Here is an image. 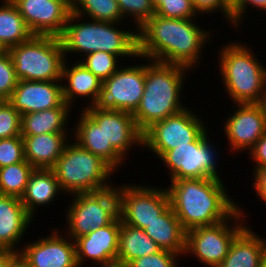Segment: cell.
<instances>
[{
    "label": "cell",
    "mask_w": 266,
    "mask_h": 267,
    "mask_svg": "<svg viewBox=\"0 0 266 267\" xmlns=\"http://www.w3.org/2000/svg\"><path fill=\"white\" fill-rule=\"evenodd\" d=\"M261 267H266V261H265V263Z\"/></svg>",
    "instance_id": "obj_50"
},
{
    "label": "cell",
    "mask_w": 266,
    "mask_h": 267,
    "mask_svg": "<svg viewBox=\"0 0 266 267\" xmlns=\"http://www.w3.org/2000/svg\"><path fill=\"white\" fill-rule=\"evenodd\" d=\"M103 128L107 144H111L124 158L134 145L143 147V133L131 113L120 110H101L90 106L83 109Z\"/></svg>",
    "instance_id": "obj_16"
},
{
    "label": "cell",
    "mask_w": 266,
    "mask_h": 267,
    "mask_svg": "<svg viewBox=\"0 0 266 267\" xmlns=\"http://www.w3.org/2000/svg\"><path fill=\"white\" fill-rule=\"evenodd\" d=\"M233 110L222 128L227 136L230 152L243 153L246 149L250 150L266 133V112L262 103L235 104Z\"/></svg>",
    "instance_id": "obj_15"
},
{
    "label": "cell",
    "mask_w": 266,
    "mask_h": 267,
    "mask_svg": "<svg viewBox=\"0 0 266 267\" xmlns=\"http://www.w3.org/2000/svg\"><path fill=\"white\" fill-rule=\"evenodd\" d=\"M60 193L63 192L52 169H34L20 200L26 211L34 217L38 206L52 204Z\"/></svg>",
    "instance_id": "obj_25"
},
{
    "label": "cell",
    "mask_w": 266,
    "mask_h": 267,
    "mask_svg": "<svg viewBox=\"0 0 266 267\" xmlns=\"http://www.w3.org/2000/svg\"><path fill=\"white\" fill-rule=\"evenodd\" d=\"M33 35L60 37L72 12L71 0H8Z\"/></svg>",
    "instance_id": "obj_14"
},
{
    "label": "cell",
    "mask_w": 266,
    "mask_h": 267,
    "mask_svg": "<svg viewBox=\"0 0 266 267\" xmlns=\"http://www.w3.org/2000/svg\"><path fill=\"white\" fill-rule=\"evenodd\" d=\"M249 151L247 153H249L248 155L251 154L250 159L254 160L255 163L253 170L266 168V133L257 140Z\"/></svg>",
    "instance_id": "obj_41"
},
{
    "label": "cell",
    "mask_w": 266,
    "mask_h": 267,
    "mask_svg": "<svg viewBox=\"0 0 266 267\" xmlns=\"http://www.w3.org/2000/svg\"><path fill=\"white\" fill-rule=\"evenodd\" d=\"M14 251H0V267H8L9 262L17 255Z\"/></svg>",
    "instance_id": "obj_43"
},
{
    "label": "cell",
    "mask_w": 266,
    "mask_h": 267,
    "mask_svg": "<svg viewBox=\"0 0 266 267\" xmlns=\"http://www.w3.org/2000/svg\"><path fill=\"white\" fill-rule=\"evenodd\" d=\"M196 21V18L176 19L153 15L138 29L139 59L180 65L194 71L198 67L196 65L200 64L206 43H211L212 35Z\"/></svg>",
    "instance_id": "obj_1"
},
{
    "label": "cell",
    "mask_w": 266,
    "mask_h": 267,
    "mask_svg": "<svg viewBox=\"0 0 266 267\" xmlns=\"http://www.w3.org/2000/svg\"><path fill=\"white\" fill-rule=\"evenodd\" d=\"M118 59L121 61L117 55L96 51L85 55L81 59L77 57L76 61L82 63L103 82L120 68L119 65L121 66V64L118 63L120 62Z\"/></svg>",
    "instance_id": "obj_32"
},
{
    "label": "cell",
    "mask_w": 266,
    "mask_h": 267,
    "mask_svg": "<svg viewBox=\"0 0 266 267\" xmlns=\"http://www.w3.org/2000/svg\"><path fill=\"white\" fill-rule=\"evenodd\" d=\"M18 81L12 58L6 51L0 56V100H8L11 97Z\"/></svg>",
    "instance_id": "obj_37"
},
{
    "label": "cell",
    "mask_w": 266,
    "mask_h": 267,
    "mask_svg": "<svg viewBox=\"0 0 266 267\" xmlns=\"http://www.w3.org/2000/svg\"><path fill=\"white\" fill-rule=\"evenodd\" d=\"M8 267H30L29 263L18 253L10 262Z\"/></svg>",
    "instance_id": "obj_44"
},
{
    "label": "cell",
    "mask_w": 266,
    "mask_h": 267,
    "mask_svg": "<svg viewBox=\"0 0 266 267\" xmlns=\"http://www.w3.org/2000/svg\"><path fill=\"white\" fill-rule=\"evenodd\" d=\"M71 109L73 108L63 102L59 107L21 115V135L71 133L72 131H68Z\"/></svg>",
    "instance_id": "obj_27"
},
{
    "label": "cell",
    "mask_w": 266,
    "mask_h": 267,
    "mask_svg": "<svg viewBox=\"0 0 266 267\" xmlns=\"http://www.w3.org/2000/svg\"><path fill=\"white\" fill-rule=\"evenodd\" d=\"M69 133L21 135L24 141V159L35 169H52L73 137Z\"/></svg>",
    "instance_id": "obj_23"
},
{
    "label": "cell",
    "mask_w": 266,
    "mask_h": 267,
    "mask_svg": "<svg viewBox=\"0 0 266 267\" xmlns=\"http://www.w3.org/2000/svg\"><path fill=\"white\" fill-rule=\"evenodd\" d=\"M220 49L217 67L228 98L233 104L262 103L266 95V67L258 61L252 46L233 40Z\"/></svg>",
    "instance_id": "obj_5"
},
{
    "label": "cell",
    "mask_w": 266,
    "mask_h": 267,
    "mask_svg": "<svg viewBox=\"0 0 266 267\" xmlns=\"http://www.w3.org/2000/svg\"><path fill=\"white\" fill-rule=\"evenodd\" d=\"M193 6L197 14L209 15L212 13H222L224 19L231 24V11L224 5L223 0H193ZM203 13V14H202ZM209 13V14H208Z\"/></svg>",
    "instance_id": "obj_39"
},
{
    "label": "cell",
    "mask_w": 266,
    "mask_h": 267,
    "mask_svg": "<svg viewBox=\"0 0 266 267\" xmlns=\"http://www.w3.org/2000/svg\"><path fill=\"white\" fill-rule=\"evenodd\" d=\"M155 14L163 18L192 19L199 16L191 0H163L156 8Z\"/></svg>",
    "instance_id": "obj_35"
},
{
    "label": "cell",
    "mask_w": 266,
    "mask_h": 267,
    "mask_svg": "<svg viewBox=\"0 0 266 267\" xmlns=\"http://www.w3.org/2000/svg\"><path fill=\"white\" fill-rule=\"evenodd\" d=\"M146 60L144 92L132 114L142 133L154 123L187 108L180 97L186 74L192 71L180 65Z\"/></svg>",
    "instance_id": "obj_3"
},
{
    "label": "cell",
    "mask_w": 266,
    "mask_h": 267,
    "mask_svg": "<svg viewBox=\"0 0 266 267\" xmlns=\"http://www.w3.org/2000/svg\"><path fill=\"white\" fill-rule=\"evenodd\" d=\"M153 6L156 8L163 0H151Z\"/></svg>",
    "instance_id": "obj_48"
},
{
    "label": "cell",
    "mask_w": 266,
    "mask_h": 267,
    "mask_svg": "<svg viewBox=\"0 0 266 267\" xmlns=\"http://www.w3.org/2000/svg\"><path fill=\"white\" fill-rule=\"evenodd\" d=\"M241 206L226 220L186 232L185 255L191 254L208 267H218L228 254L234 238L246 227ZM231 225V226H230Z\"/></svg>",
    "instance_id": "obj_9"
},
{
    "label": "cell",
    "mask_w": 266,
    "mask_h": 267,
    "mask_svg": "<svg viewBox=\"0 0 266 267\" xmlns=\"http://www.w3.org/2000/svg\"><path fill=\"white\" fill-rule=\"evenodd\" d=\"M72 13L111 23H124L117 0H71Z\"/></svg>",
    "instance_id": "obj_30"
},
{
    "label": "cell",
    "mask_w": 266,
    "mask_h": 267,
    "mask_svg": "<svg viewBox=\"0 0 266 267\" xmlns=\"http://www.w3.org/2000/svg\"><path fill=\"white\" fill-rule=\"evenodd\" d=\"M66 216L67 236L73 241L89 232L110 224L118 215L117 186L108 189L78 193L70 196Z\"/></svg>",
    "instance_id": "obj_8"
},
{
    "label": "cell",
    "mask_w": 266,
    "mask_h": 267,
    "mask_svg": "<svg viewBox=\"0 0 266 267\" xmlns=\"http://www.w3.org/2000/svg\"><path fill=\"white\" fill-rule=\"evenodd\" d=\"M124 20L133 19L136 30L140 29L153 15L155 7L151 0H117Z\"/></svg>",
    "instance_id": "obj_33"
},
{
    "label": "cell",
    "mask_w": 266,
    "mask_h": 267,
    "mask_svg": "<svg viewBox=\"0 0 266 267\" xmlns=\"http://www.w3.org/2000/svg\"><path fill=\"white\" fill-rule=\"evenodd\" d=\"M33 219L19 198L0 194V251L19 253L18 243Z\"/></svg>",
    "instance_id": "obj_20"
},
{
    "label": "cell",
    "mask_w": 266,
    "mask_h": 267,
    "mask_svg": "<svg viewBox=\"0 0 266 267\" xmlns=\"http://www.w3.org/2000/svg\"><path fill=\"white\" fill-rule=\"evenodd\" d=\"M0 5V43L9 48L29 40L33 34L27 27L18 7L3 0Z\"/></svg>",
    "instance_id": "obj_29"
},
{
    "label": "cell",
    "mask_w": 266,
    "mask_h": 267,
    "mask_svg": "<svg viewBox=\"0 0 266 267\" xmlns=\"http://www.w3.org/2000/svg\"><path fill=\"white\" fill-rule=\"evenodd\" d=\"M62 192L67 195L108 189L115 171L101 158L71 140L52 168ZM109 181V182H108Z\"/></svg>",
    "instance_id": "obj_6"
},
{
    "label": "cell",
    "mask_w": 266,
    "mask_h": 267,
    "mask_svg": "<svg viewBox=\"0 0 266 267\" xmlns=\"http://www.w3.org/2000/svg\"><path fill=\"white\" fill-rule=\"evenodd\" d=\"M34 169L26 160L0 168V194L21 199Z\"/></svg>",
    "instance_id": "obj_31"
},
{
    "label": "cell",
    "mask_w": 266,
    "mask_h": 267,
    "mask_svg": "<svg viewBox=\"0 0 266 267\" xmlns=\"http://www.w3.org/2000/svg\"><path fill=\"white\" fill-rule=\"evenodd\" d=\"M144 231L161 249L185 256L186 231L171 206L156 220L147 224Z\"/></svg>",
    "instance_id": "obj_26"
},
{
    "label": "cell",
    "mask_w": 266,
    "mask_h": 267,
    "mask_svg": "<svg viewBox=\"0 0 266 267\" xmlns=\"http://www.w3.org/2000/svg\"><path fill=\"white\" fill-rule=\"evenodd\" d=\"M205 130L194 142L166 151L159 159L168 168L169 180L220 178L216 163L220 158ZM218 171V172H217Z\"/></svg>",
    "instance_id": "obj_10"
},
{
    "label": "cell",
    "mask_w": 266,
    "mask_h": 267,
    "mask_svg": "<svg viewBox=\"0 0 266 267\" xmlns=\"http://www.w3.org/2000/svg\"><path fill=\"white\" fill-rule=\"evenodd\" d=\"M99 265V267H129V264L122 261L121 259H112L110 261H106L103 263L96 264V266Z\"/></svg>",
    "instance_id": "obj_45"
},
{
    "label": "cell",
    "mask_w": 266,
    "mask_h": 267,
    "mask_svg": "<svg viewBox=\"0 0 266 267\" xmlns=\"http://www.w3.org/2000/svg\"><path fill=\"white\" fill-rule=\"evenodd\" d=\"M161 247L144 231L121 221L117 259L130 263L137 258L161 251Z\"/></svg>",
    "instance_id": "obj_28"
},
{
    "label": "cell",
    "mask_w": 266,
    "mask_h": 267,
    "mask_svg": "<svg viewBox=\"0 0 266 267\" xmlns=\"http://www.w3.org/2000/svg\"><path fill=\"white\" fill-rule=\"evenodd\" d=\"M121 219L119 215L108 225L74 240L78 267L85 260L99 264L117 258Z\"/></svg>",
    "instance_id": "obj_19"
},
{
    "label": "cell",
    "mask_w": 266,
    "mask_h": 267,
    "mask_svg": "<svg viewBox=\"0 0 266 267\" xmlns=\"http://www.w3.org/2000/svg\"><path fill=\"white\" fill-rule=\"evenodd\" d=\"M59 232L52 229V234L24 244L19 253L30 267H78L74 241Z\"/></svg>",
    "instance_id": "obj_17"
},
{
    "label": "cell",
    "mask_w": 266,
    "mask_h": 267,
    "mask_svg": "<svg viewBox=\"0 0 266 267\" xmlns=\"http://www.w3.org/2000/svg\"><path fill=\"white\" fill-rule=\"evenodd\" d=\"M263 106H264V109H265V112H266V95H265V98L263 99V102H262Z\"/></svg>",
    "instance_id": "obj_49"
},
{
    "label": "cell",
    "mask_w": 266,
    "mask_h": 267,
    "mask_svg": "<svg viewBox=\"0 0 266 267\" xmlns=\"http://www.w3.org/2000/svg\"><path fill=\"white\" fill-rule=\"evenodd\" d=\"M127 66V67H126ZM102 82L93 105L101 110H120L133 114L144 92L145 63L126 65Z\"/></svg>",
    "instance_id": "obj_13"
},
{
    "label": "cell",
    "mask_w": 266,
    "mask_h": 267,
    "mask_svg": "<svg viewBox=\"0 0 266 267\" xmlns=\"http://www.w3.org/2000/svg\"><path fill=\"white\" fill-rule=\"evenodd\" d=\"M265 261L266 238L246 226L234 238L228 254L218 267H261Z\"/></svg>",
    "instance_id": "obj_24"
},
{
    "label": "cell",
    "mask_w": 266,
    "mask_h": 267,
    "mask_svg": "<svg viewBox=\"0 0 266 267\" xmlns=\"http://www.w3.org/2000/svg\"><path fill=\"white\" fill-rule=\"evenodd\" d=\"M169 185L170 206L186 232L218 224L239 208L220 178L180 179Z\"/></svg>",
    "instance_id": "obj_2"
},
{
    "label": "cell",
    "mask_w": 266,
    "mask_h": 267,
    "mask_svg": "<svg viewBox=\"0 0 266 267\" xmlns=\"http://www.w3.org/2000/svg\"><path fill=\"white\" fill-rule=\"evenodd\" d=\"M8 101L21 115L59 107L64 102L61 81L19 80Z\"/></svg>",
    "instance_id": "obj_18"
},
{
    "label": "cell",
    "mask_w": 266,
    "mask_h": 267,
    "mask_svg": "<svg viewBox=\"0 0 266 267\" xmlns=\"http://www.w3.org/2000/svg\"><path fill=\"white\" fill-rule=\"evenodd\" d=\"M121 24L123 23L102 22L92 19L89 21V19L86 18L85 20V17L71 12L64 31L59 37L65 58L69 53L76 55L79 53V57L81 54L82 58V56L96 51L108 52L120 58L123 57V59L125 57L127 59L139 58L138 30H123Z\"/></svg>",
    "instance_id": "obj_4"
},
{
    "label": "cell",
    "mask_w": 266,
    "mask_h": 267,
    "mask_svg": "<svg viewBox=\"0 0 266 267\" xmlns=\"http://www.w3.org/2000/svg\"><path fill=\"white\" fill-rule=\"evenodd\" d=\"M194 113V110L185 108L154 123L143 133V147L160 158L166 151L194 142L208 128Z\"/></svg>",
    "instance_id": "obj_12"
},
{
    "label": "cell",
    "mask_w": 266,
    "mask_h": 267,
    "mask_svg": "<svg viewBox=\"0 0 266 267\" xmlns=\"http://www.w3.org/2000/svg\"><path fill=\"white\" fill-rule=\"evenodd\" d=\"M21 136V114L8 100H0V139Z\"/></svg>",
    "instance_id": "obj_34"
},
{
    "label": "cell",
    "mask_w": 266,
    "mask_h": 267,
    "mask_svg": "<svg viewBox=\"0 0 266 267\" xmlns=\"http://www.w3.org/2000/svg\"><path fill=\"white\" fill-rule=\"evenodd\" d=\"M179 257L181 256L175 252L162 249L157 253L132 260L129 267H179Z\"/></svg>",
    "instance_id": "obj_38"
},
{
    "label": "cell",
    "mask_w": 266,
    "mask_h": 267,
    "mask_svg": "<svg viewBox=\"0 0 266 267\" xmlns=\"http://www.w3.org/2000/svg\"><path fill=\"white\" fill-rule=\"evenodd\" d=\"M24 160V141L21 136L0 139V168Z\"/></svg>",
    "instance_id": "obj_36"
},
{
    "label": "cell",
    "mask_w": 266,
    "mask_h": 267,
    "mask_svg": "<svg viewBox=\"0 0 266 267\" xmlns=\"http://www.w3.org/2000/svg\"><path fill=\"white\" fill-rule=\"evenodd\" d=\"M241 0H223L224 5L232 11L239 3Z\"/></svg>",
    "instance_id": "obj_46"
},
{
    "label": "cell",
    "mask_w": 266,
    "mask_h": 267,
    "mask_svg": "<svg viewBox=\"0 0 266 267\" xmlns=\"http://www.w3.org/2000/svg\"><path fill=\"white\" fill-rule=\"evenodd\" d=\"M124 183L117 186L118 213L121 221L130 226L144 229L170 207L167 189L154 188L142 183Z\"/></svg>",
    "instance_id": "obj_11"
},
{
    "label": "cell",
    "mask_w": 266,
    "mask_h": 267,
    "mask_svg": "<svg viewBox=\"0 0 266 267\" xmlns=\"http://www.w3.org/2000/svg\"><path fill=\"white\" fill-rule=\"evenodd\" d=\"M251 6L255 9H259L266 12V0H241L240 3L231 11V26H235L236 29L242 22L244 15L247 13L248 7Z\"/></svg>",
    "instance_id": "obj_40"
},
{
    "label": "cell",
    "mask_w": 266,
    "mask_h": 267,
    "mask_svg": "<svg viewBox=\"0 0 266 267\" xmlns=\"http://www.w3.org/2000/svg\"><path fill=\"white\" fill-rule=\"evenodd\" d=\"M68 62L69 61L65 60L62 70L61 83L63 101L73 108L76 99L87 97L85 99V101L88 102L86 103L87 106L84 105L82 110L93 106L98 98L102 81L79 61H75L72 64ZM88 99H91L90 102Z\"/></svg>",
    "instance_id": "obj_22"
},
{
    "label": "cell",
    "mask_w": 266,
    "mask_h": 267,
    "mask_svg": "<svg viewBox=\"0 0 266 267\" xmlns=\"http://www.w3.org/2000/svg\"><path fill=\"white\" fill-rule=\"evenodd\" d=\"M71 128L74 140L80 147L90 151L105 161L115 172L126 160L111 144H107L103 128L100 127L84 110Z\"/></svg>",
    "instance_id": "obj_21"
},
{
    "label": "cell",
    "mask_w": 266,
    "mask_h": 267,
    "mask_svg": "<svg viewBox=\"0 0 266 267\" xmlns=\"http://www.w3.org/2000/svg\"><path fill=\"white\" fill-rule=\"evenodd\" d=\"M16 77L27 81H61L65 60L59 37L33 35L9 48Z\"/></svg>",
    "instance_id": "obj_7"
},
{
    "label": "cell",
    "mask_w": 266,
    "mask_h": 267,
    "mask_svg": "<svg viewBox=\"0 0 266 267\" xmlns=\"http://www.w3.org/2000/svg\"><path fill=\"white\" fill-rule=\"evenodd\" d=\"M253 173L255 174L252 183L254 193L256 192L257 198L259 197L266 204V168L256 169Z\"/></svg>",
    "instance_id": "obj_42"
},
{
    "label": "cell",
    "mask_w": 266,
    "mask_h": 267,
    "mask_svg": "<svg viewBox=\"0 0 266 267\" xmlns=\"http://www.w3.org/2000/svg\"><path fill=\"white\" fill-rule=\"evenodd\" d=\"M6 51L7 49L0 43V56H2Z\"/></svg>",
    "instance_id": "obj_47"
}]
</instances>
